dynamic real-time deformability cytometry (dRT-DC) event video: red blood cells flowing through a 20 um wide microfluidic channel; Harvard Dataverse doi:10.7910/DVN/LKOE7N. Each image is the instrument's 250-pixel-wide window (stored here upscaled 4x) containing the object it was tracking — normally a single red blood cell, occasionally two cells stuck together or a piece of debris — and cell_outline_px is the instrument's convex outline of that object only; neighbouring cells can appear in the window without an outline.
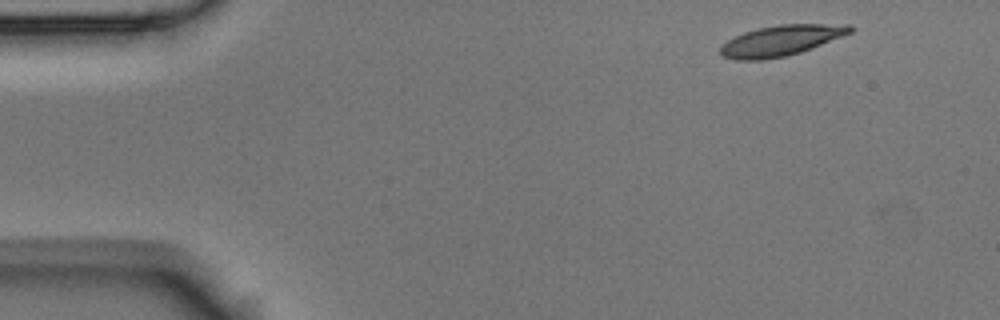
{"species": "Egyptian fruit bat (a non-hibernating species)", "species_latin": "Rousettus aegyptiacus", "temperature_condition": "room temperature", "stored_images_in_passage": 5, "segment_of_instrument_passage": [1, 2], "camera_frame_rate_fps": 3000, "um_per_image_px": 0.085, "animal": {"sex": "male"}, "frame": {"image": 1, "passage_image": 1, "time_ms": 0.0, "image_size_px": [1000, 320], "cell_outline_px": [[856, 28], [852, 32], [812, 48], [800, 52], [784, 56], [764, 60], [736, 60], [720, 56], [720, 48], [728, 40], [744, 32], [756, 28], [780, 24], [852, 24]], "centroid_in_image_um": [66.41, 3.44], "position_along_channel_um": 18.6, "area_um2": 23.18}}
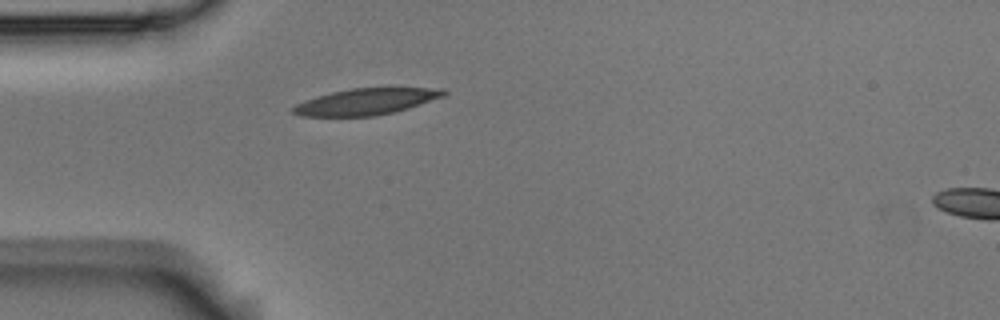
{"frame": {"image": 2, "passage_image": 4, "time_ms": 1.0, "image_size_px": [1000, 320], "cell_outline_px": [[448, 92], [444, 96], [408, 108], [376, 116], [300, 116], [292, 112], [292, 108], [296, 104], [304, 100], [332, 92], [352, 88], [388, 84], [396, 84], [444, 88]], "centroid_in_image_um": [31.27, 8.56], "position_along_channel_um": 53.7, "area_um2": 24.39}}